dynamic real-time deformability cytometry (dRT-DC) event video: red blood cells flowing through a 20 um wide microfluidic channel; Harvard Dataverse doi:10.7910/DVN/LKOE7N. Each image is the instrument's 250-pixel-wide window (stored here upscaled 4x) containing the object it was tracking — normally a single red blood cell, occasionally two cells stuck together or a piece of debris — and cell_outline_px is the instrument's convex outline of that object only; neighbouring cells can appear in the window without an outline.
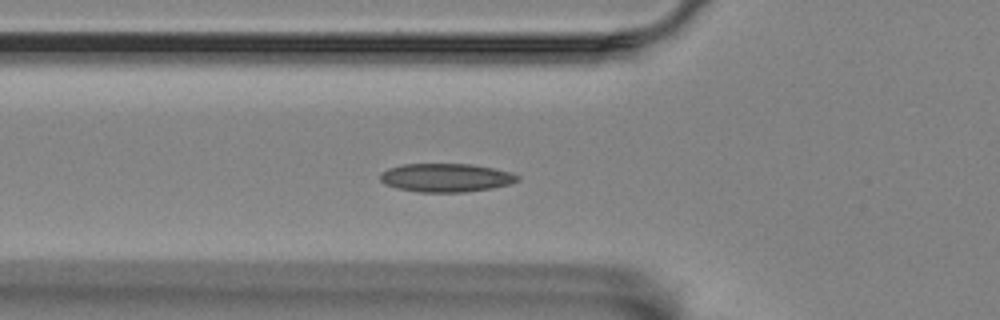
{"species": "Egyptian fruit bat (a non-hibernating species)", "species_latin": "Rousettus aegyptiacus", "temperature_condition": "room temperature", "stored_images_in_passage": 8, "camera_frame_rate_fps": 3000, "um_per_image_px": 0.085, "animal": {"sex": "female"}, "frame": {"image": 1, "passage_image": 2, "time_ms": 0.333, "image_size_px": [1000, 320], "cell_outline_px": [[520, 180], [512, 184], [492, 188], [464, 192], [420, 192], [396, 188], [384, 184], [380, 180], [380, 172], [388, 168], [404, 164], [472, 164], [512, 172], [520, 176]], "centroid_in_image_um": [37.92, 15.1], "position_along_channel_um": 87.9, "area_um2": 23.0}}
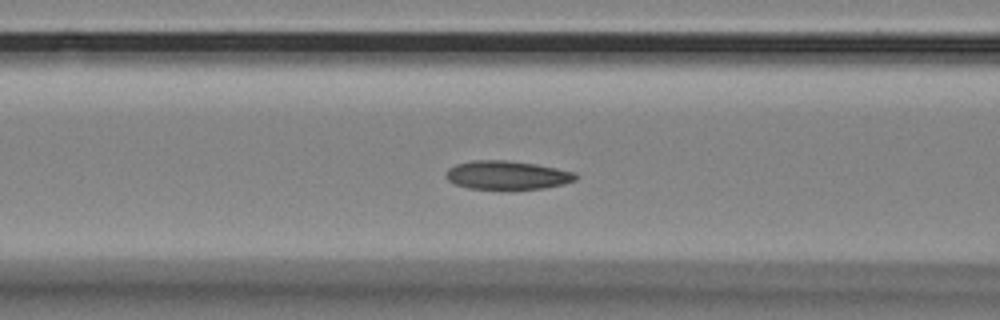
{"frame": {"image": 2, "passage_image": 5, "time_ms": 1.333, "image_size_px": [1000, 320], "cell_outline_px": [[580, 176], [576, 180], [564, 184], [544, 188], [508, 192], [468, 188], [456, 184], [448, 180], [444, 176], [444, 172], [448, 168], [456, 164], [472, 160], [504, 160], [536, 164], [576, 172]], "centroid_in_image_um": [43.11, 14.93], "position_along_channel_um": 123.5, "area_um2": 22.66}}
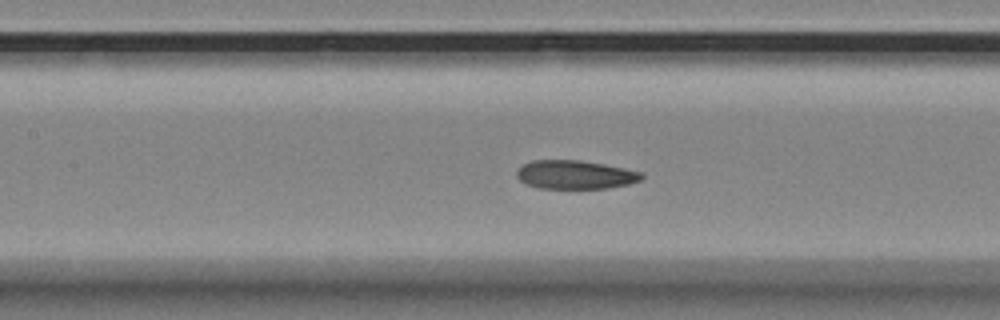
{"frame": {"image": 3, "passage_image": 8, "time_ms": 2.333, "image_size_px": [1000, 320], "cell_outline_px": [[644, 176], [640, 180], [628, 184], [608, 188], [536, 188], [520, 180], [516, 176], [516, 168], [532, 160], [580, 160], [604, 164], [644, 172]], "centroid_in_image_um": [48.88, 14.84], "position_along_channel_um": 158.5, "area_um2": 20.92}}